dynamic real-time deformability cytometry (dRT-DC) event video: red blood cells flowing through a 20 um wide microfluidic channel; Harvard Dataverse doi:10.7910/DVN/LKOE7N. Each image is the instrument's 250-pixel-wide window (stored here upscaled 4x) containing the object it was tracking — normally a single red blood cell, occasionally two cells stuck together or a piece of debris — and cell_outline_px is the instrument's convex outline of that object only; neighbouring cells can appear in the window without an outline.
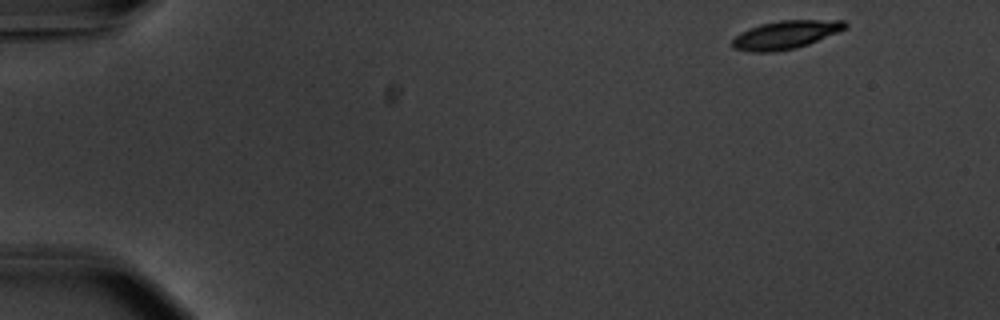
{"species": "common noctule bat (a hibernating species)", "species_latin": "Nyctalus noctula", "temperature_condition": "warm", "stored_images_in_passage": 51, "camera_frame_rate_fps": 3000, "um_per_image_px": 0.085, "animal": {"sex": "male", "body_mass_g": 20.1, "forearm_length_mm": 53.5}, "frame": {"image": 1, "passage_image": 1, "time_ms": 0.0, "image_size_px": [1000, 320], "cell_outline_px": [[848, 24], [844, 28], [836, 32], [808, 44], [796, 48], [776, 52], [748, 52], [732, 48], [732, 40], [740, 32], [760, 24], [780, 20], [844, 20]], "centroid_in_image_um": [66.72, 2.96], "position_along_channel_um": 18.3, "area_um2": 18.5}}
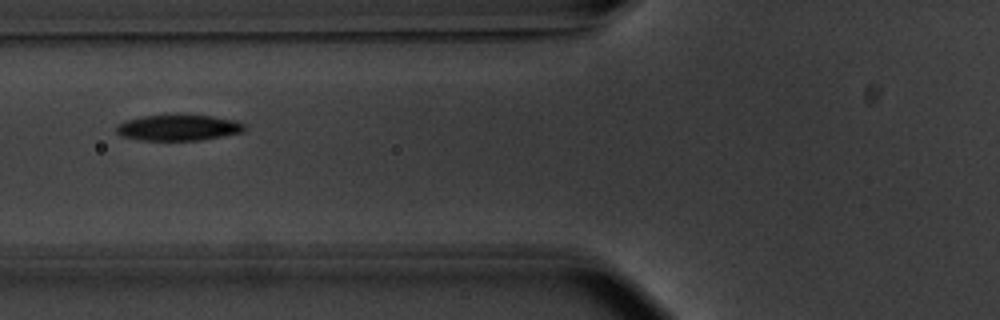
{"frame": {"image": 2, "passage_image": 18, "time_ms": 5.667, "image_size_px": [1000, 320], "cell_outline_px": [[248, 128], [244, 132], [200, 140], [140, 140], [120, 136], [116, 132], [116, 128], [120, 124], [128, 120], [144, 116], [212, 116], [236, 120], [244, 124]], "centroid_in_image_um": [15.22, 10.87], "position_along_channel_um": 110.6, "area_um2": 19.02}}
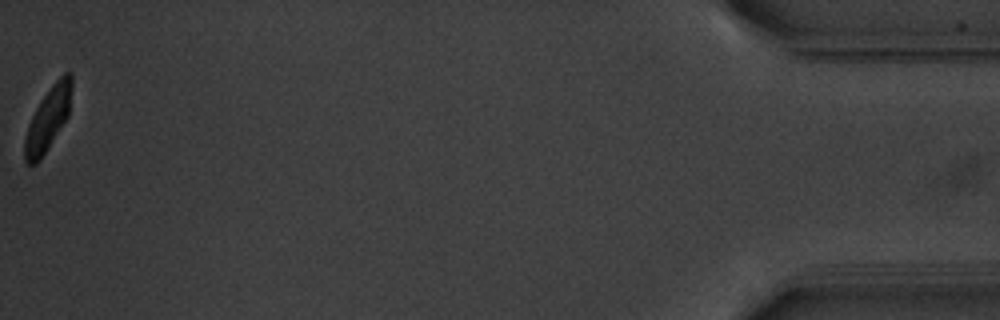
{"frame": {"image": 3, "passage_image": 51, "time_ms": 16.667, "image_size_px": [1000, 320], "cell_outline_px": [[72, 88], [68, 116], [40, 160], [36, 164], [28, 164], [24, 160], [24, 136], [28, 124], [40, 100], [52, 84], [64, 72], [72, 72]], "centroid_in_image_um": [4.07, 10.09], "position_along_channel_um": 431.1, "area_um2": 17.34}, "authors_computed_cell_mechanics": {"area_um2": 19.5942, "velocity_mm_per_s": 3.7118, "shape_relaxation_time_tau1_ms": 2.1936, "shape_relaxation_time_tau2_ms": 2.9578, "deformation_change_tau1": 0.1296, "deformation_change_tau2": 0.0679}}